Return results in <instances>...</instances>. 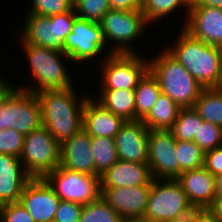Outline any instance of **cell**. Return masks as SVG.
<instances>
[{
  "label": "cell",
  "mask_w": 222,
  "mask_h": 222,
  "mask_svg": "<svg viewBox=\"0 0 222 222\" xmlns=\"http://www.w3.org/2000/svg\"><path fill=\"white\" fill-rule=\"evenodd\" d=\"M151 185L101 188V197L125 221L144 217Z\"/></svg>",
  "instance_id": "15"
},
{
  "label": "cell",
  "mask_w": 222,
  "mask_h": 222,
  "mask_svg": "<svg viewBox=\"0 0 222 222\" xmlns=\"http://www.w3.org/2000/svg\"><path fill=\"white\" fill-rule=\"evenodd\" d=\"M193 108L205 122L222 127V87L203 88Z\"/></svg>",
  "instance_id": "26"
},
{
  "label": "cell",
  "mask_w": 222,
  "mask_h": 222,
  "mask_svg": "<svg viewBox=\"0 0 222 222\" xmlns=\"http://www.w3.org/2000/svg\"><path fill=\"white\" fill-rule=\"evenodd\" d=\"M191 0H143L141 11L147 22H158L160 19L173 13L177 8L185 7L186 14L190 8Z\"/></svg>",
  "instance_id": "29"
},
{
  "label": "cell",
  "mask_w": 222,
  "mask_h": 222,
  "mask_svg": "<svg viewBox=\"0 0 222 222\" xmlns=\"http://www.w3.org/2000/svg\"><path fill=\"white\" fill-rule=\"evenodd\" d=\"M135 92V121L142 120L161 95L157 78L148 70L138 81Z\"/></svg>",
  "instance_id": "25"
},
{
  "label": "cell",
  "mask_w": 222,
  "mask_h": 222,
  "mask_svg": "<svg viewBox=\"0 0 222 222\" xmlns=\"http://www.w3.org/2000/svg\"><path fill=\"white\" fill-rule=\"evenodd\" d=\"M143 0H109V6L113 10L134 11L141 10Z\"/></svg>",
  "instance_id": "39"
},
{
  "label": "cell",
  "mask_w": 222,
  "mask_h": 222,
  "mask_svg": "<svg viewBox=\"0 0 222 222\" xmlns=\"http://www.w3.org/2000/svg\"><path fill=\"white\" fill-rule=\"evenodd\" d=\"M60 200L86 205L101 197L100 176L58 166L43 178Z\"/></svg>",
  "instance_id": "11"
},
{
  "label": "cell",
  "mask_w": 222,
  "mask_h": 222,
  "mask_svg": "<svg viewBox=\"0 0 222 222\" xmlns=\"http://www.w3.org/2000/svg\"><path fill=\"white\" fill-rule=\"evenodd\" d=\"M149 129L142 120L126 121L115 136L118 158L148 164Z\"/></svg>",
  "instance_id": "17"
},
{
  "label": "cell",
  "mask_w": 222,
  "mask_h": 222,
  "mask_svg": "<svg viewBox=\"0 0 222 222\" xmlns=\"http://www.w3.org/2000/svg\"><path fill=\"white\" fill-rule=\"evenodd\" d=\"M20 44L27 57L30 66V74L34 84H24L17 88L39 93L45 90H62L74 87L70 72L66 65L73 64L71 59L63 52L51 48L25 43L20 39ZM65 57V58H64ZM64 59V60H63ZM69 60V62H68ZM67 63H65V62Z\"/></svg>",
  "instance_id": "3"
},
{
  "label": "cell",
  "mask_w": 222,
  "mask_h": 222,
  "mask_svg": "<svg viewBox=\"0 0 222 222\" xmlns=\"http://www.w3.org/2000/svg\"><path fill=\"white\" fill-rule=\"evenodd\" d=\"M190 7H216L222 9V0H191Z\"/></svg>",
  "instance_id": "43"
},
{
  "label": "cell",
  "mask_w": 222,
  "mask_h": 222,
  "mask_svg": "<svg viewBox=\"0 0 222 222\" xmlns=\"http://www.w3.org/2000/svg\"><path fill=\"white\" fill-rule=\"evenodd\" d=\"M5 80V81H4ZM5 78L2 79L0 76V107L4 101V99L8 96V94L16 87V85H12L7 82Z\"/></svg>",
  "instance_id": "42"
},
{
  "label": "cell",
  "mask_w": 222,
  "mask_h": 222,
  "mask_svg": "<svg viewBox=\"0 0 222 222\" xmlns=\"http://www.w3.org/2000/svg\"><path fill=\"white\" fill-rule=\"evenodd\" d=\"M181 109L169 96L161 93L142 121L149 130H169Z\"/></svg>",
  "instance_id": "24"
},
{
  "label": "cell",
  "mask_w": 222,
  "mask_h": 222,
  "mask_svg": "<svg viewBox=\"0 0 222 222\" xmlns=\"http://www.w3.org/2000/svg\"><path fill=\"white\" fill-rule=\"evenodd\" d=\"M182 28L195 39L222 48V9L190 7Z\"/></svg>",
  "instance_id": "16"
},
{
  "label": "cell",
  "mask_w": 222,
  "mask_h": 222,
  "mask_svg": "<svg viewBox=\"0 0 222 222\" xmlns=\"http://www.w3.org/2000/svg\"><path fill=\"white\" fill-rule=\"evenodd\" d=\"M21 39L28 44L51 48L64 53V44L78 18L71 11L49 17L26 13Z\"/></svg>",
  "instance_id": "5"
},
{
  "label": "cell",
  "mask_w": 222,
  "mask_h": 222,
  "mask_svg": "<svg viewBox=\"0 0 222 222\" xmlns=\"http://www.w3.org/2000/svg\"><path fill=\"white\" fill-rule=\"evenodd\" d=\"M140 53L112 54L100 61V90H134L138 81L149 70V59Z\"/></svg>",
  "instance_id": "10"
},
{
  "label": "cell",
  "mask_w": 222,
  "mask_h": 222,
  "mask_svg": "<svg viewBox=\"0 0 222 222\" xmlns=\"http://www.w3.org/2000/svg\"><path fill=\"white\" fill-rule=\"evenodd\" d=\"M100 25L106 45L113 43L110 45L113 54H131L137 53L131 46L132 42L141 37L149 23L141 10L110 9L103 16Z\"/></svg>",
  "instance_id": "6"
},
{
  "label": "cell",
  "mask_w": 222,
  "mask_h": 222,
  "mask_svg": "<svg viewBox=\"0 0 222 222\" xmlns=\"http://www.w3.org/2000/svg\"><path fill=\"white\" fill-rule=\"evenodd\" d=\"M75 86L35 93L40 106L42 126L62 145L82 129L83 110L88 94L78 96Z\"/></svg>",
  "instance_id": "1"
},
{
  "label": "cell",
  "mask_w": 222,
  "mask_h": 222,
  "mask_svg": "<svg viewBox=\"0 0 222 222\" xmlns=\"http://www.w3.org/2000/svg\"><path fill=\"white\" fill-rule=\"evenodd\" d=\"M0 222H35L20 202L0 206Z\"/></svg>",
  "instance_id": "36"
},
{
  "label": "cell",
  "mask_w": 222,
  "mask_h": 222,
  "mask_svg": "<svg viewBox=\"0 0 222 222\" xmlns=\"http://www.w3.org/2000/svg\"><path fill=\"white\" fill-rule=\"evenodd\" d=\"M191 222H218L208 208H194L191 212Z\"/></svg>",
  "instance_id": "40"
},
{
  "label": "cell",
  "mask_w": 222,
  "mask_h": 222,
  "mask_svg": "<svg viewBox=\"0 0 222 222\" xmlns=\"http://www.w3.org/2000/svg\"><path fill=\"white\" fill-rule=\"evenodd\" d=\"M176 141L170 130H149L148 166L153 179H176L179 176Z\"/></svg>",
  "instance_id": "13"
},
{
  "label": "cell",
  "mask_w": 222,
  "mask_h": 222,
  "mask_svg": "<svg viewBox=\"0 0 222 222\" xmlns=\"http://www.w3.org/2000/svg\"><path fill=\"white\" fill-rule=\"evenodd\" d=\"M60 144L41 126L24 136L20 160L31 178H44L60 165Z\"/></svg>",
  "instance_id": "8"
},
{
  "label": "cell",
  "mask_w": 222,
  "mask_h": 222,
  "mask_svg": "<svg viewBox=\"0 0 222 222\" xmlns=\"http://www.w3.org/2000/svg\"><path fill=\"white\" fill-rule=\"evenodd\" d=\"M152 180L148 164L120 159L100 176L101 188L151 185Z\"/></svg>",
  "instance_id": "22"
},
{
  "label": "cell",
  "mask_w": 222,
  "mask_h": 222,
  "mask_svg": "<svg viewBox=\"0 0 222 222\" xmlns=\"http://www.w3.org/2000/svg\"><path fill=\"white\" fill-rule=\"evenodd\" d=\"M106 42L100 23L77 18L64 44V53L76 65L93 61L96 57H104L113 53L106 50ZM105 49V50H103ZM104 54V55H101Z\"/></svg>",
  "instance_id": "12"
},
{
  "label": "cell",
  "mask_w": 222,
  "mask_h": 222,
  "mask_svg": "<svg viewBox=\"0 0 222 222\" xmlns=\"http://www.w3.org/2000/svg\"><path fill=\"white\" fill-rule=\"evenodd\" d=\"M93 97L90 95L85 100L82 128L91 137L115 138L126 121L108 111Z\"/></svg>",
  "instance_id": "21"
},
{
  "label": "cell",
  "mask_w": 222,
  "mask_h": 222,
  "mask_svg": "<svg viewBox=\"0 0 222 222\" xmlns=\"http://www.w3.org/2000/svg\"><path fill=\"white\" fill-rule=\"evenodd\" d=\"M83 205L61 200L58 206L55 222H79Z\"/></svg>",
  "instance_id": "37"
},
{
  "label": "cell",
  "mask_w": 222,
  "mask_h": 222,
  "mask_svg": "<svg viewBox=\"0 0 222 222\" xmlns=\"http://www.w3.org/2000/svg\"><path fill=\"white\" fill-rule=\"evenodd\" d=\"M208 209L218 222H222V197H215Z\"/></svg>",
  "instance_id": "41"
},
{
  "label": "cell",
  "mask_w": 222,
  "mask_h": 222,
  "mask_svg": "<svg viewBox=\"0 0 222 222\" xmlns=\"http://www.w3.org/2000/svg\"><path fill=\"white\" fill-rule=\"evenodd\" d=\"M193 142L204 152L222 146V127L204 121L203 124H199Z\"/></svg>",
  "instance_id": "33"
},
{
  "label": "cell",
  "mask_w": 222,
  "mask_h": 222,
  "mask_svg": "<svg viewBox=\"0 0 222 222\" xmlns=\"http://www.w3.org/2000/svg\"><path fill=\"white\" fill-rule=\"evenodd\" d=\"M180 33L177 42L164 49L203 88L222 87V48L195 39L183 28Z\"/></svg>",
  "instance_id": "2"
},
{
  "label": "cell",
  "mask_w": 222,
  "mask_h": 222,
  "mask_svg": "<svg viewBox=\"0 0 222 222\" xmlns=\"http://www.w3.org/2000/svg\"><path fill=\"white\" fill-rule=\"evenodd\" d=\"M73 8L78 18L97 23L111 9L109 0H77Z\"/></svg>",
  "instance_id": "32"
},
{
  "label": "cell",
  "mask_w": 222,
  "mask_h": 222,
  "mask_svg": "<svg viewBox=\"0 0 222 222\" xmlns=\"http://www.w3.org/2000/svg\"><path fill=\"white\" fill-rule=\"evenodd\" d=\"M126 222H162V221H157V220H149V219H146L144 217H141V218H135V219H131V220H128Z\"/></svg>",
  "instance_id": "46"
},
{
  "label": "cell",
  "mask_w": 222,
  "mask_h": 222,
  "mask_svg": "<svg viewBox=\"0 0 222 222\" xmlns=\"http://www.w3.org/2000/svg\"><path fill=\"white\" fill-rule=\"evenodd\" d=\"M176 180L193 208H208L216 197L215 176L204 167L182 172Z\"/></svg>",
  "instance_id": "19"
},
{
  "label": "cell",
  "mask_w": 222,
  "mask_h": 222,
  "mask_svg": "<svg viewBox=\"0 0 222 222\" xmlns=\"http://www.w3.org/2000/svg\"><path fill=\"white\" fill-rule=\"evenodd\" d=\"M31 179L19 157L0 154V206L19 202L22 190Z\"/></svg>",
  "instance_id": "20"
},
{
  "label": "cell",
  "mask_w": 222,
  "mask_h": 222,
  "mask_svg": "<svg viewBox=\"0 0 222 222\" xmlns=\"http://www.w3.org/2000/svg\"><path fill=\"white\" fill-rule=\"evenodd\" d=\"M149 59V70L157 78L161 93L181 108H193L203 87L165 49Z\"/></svg>",
  "instance_id": "4"
},
{
  "label": "cell",
  "mask_w": 222,
  "mask_h": 222,
  "mask_svg": "<svg viewBox=\"0 0 222 222\" xmlns=\"http://www.w3.org/2000/svg\"><path fill=\"white\" fill-rule=\"evenodd\" d=\"M204 168L213 176L222 174V146L205 152Z\"/></svg>",
  "instance_id": "38"
},
{
  "label": "cell",
  "mask_w": 222,
  "mask_h": 222,
  "mask_svg": "<svg viewBox=\"0 0 222 222\" xmlns=\"http://www.w3.org/2000/svg\"><path fill=\"white\" fill-rule=\"evenodd\" d=\"M41 126V106L36 94L16 86L0 107V130L15 129L25 136Z\"/></svg>",
  "instance_id": "9"
},
{
  "label": "cell",
  "mask_w": 222,
  "mask_h": 222,
  "mask_svg": "<svg viewBox=\"0 0 222 222\" xmlns=\"http://www.w3.org/2000/svg\"><path fill=\"white\" fill-rule=\"evenodd\" d=\"M176 179H153L144 218L162 222L186 216L193 210Z\"/></svg>",
  "instance_id": "7"
},
{
  "label": "cell",
  "mask_w": 222,
  "mask_h": 222,
  "mask_svg": "<svg viewBox=\"0 0 222 222\" xmlns=\"http://www.w3.org/2000/svg\"><path fill=\"white\" fill-rule=\"evenodd\" d=\"M60 201L43 178H32L25 185L19 199L35 222L54 221Z\"/></svg>",
  "instance_id": "14"
},
{
  "label": "cell",
  "mask_w": 222,
  "mask_h": 222,
  "mask_svg": "<svg viewBox=\"0 0 222 222\" xmlns=\"http://www.w3.org/2000/svg\"><path fill=\"white\" fill-rule=\"evenodd\" d=\"M179 175L182 172L204 167L205 152L193 141H176Z\"/></svg>",
  "instance_id": "30"
},
{
  "label": "cell",
  "mask_w": 222,
  "mask_h": 222,
  "mask_svg": "<svg viewBox=\"0 0 222 222\" xmlns=\"http://www.w3.org/2000/svg\"><path fill=\"white\" fill-rule=\"evenodd\" d=\"M95 99L108 111L121 117L124 121H135V92L134 90L114 89L99 90Z\"/></svg>",
  "instance_id": "23"
},
{
  "label": "cell",
  "mask_w": 222,
  "mask_h": 222,
  "mask_svg": "<svg viewBox=\"0 0 222 222\" xmlns=\"http://www.w3.org/2000/svg\"><path fill=\"white\" fill-rule=\"evenodd\" d=\"M24 145V135L15 129L0 130V154L20 158Z\"/></svg>",
  "instance_id": "35"
},
{
  "label": "cell",
  "mask_w": 222,
  "mask_h": 222,
  "mask_svg": "<svg viewBox=\"0 0 222 222\" xmlns=\"http://www.w3.org/2000/svg\"><path fill=\"white\" fill-rule=\"evenodd\" d=\"M73 4L71 0H31L27 13L49 17L71 11Z\"/></svg>",
  "instance_id": "34"
},
{
  "label": "cell",
  "mask_w": 222,
  "mask_h": 222,
  "mask_svg": "<svg viewBox=\"0 0 222 222\" xmlns=\"http://www.w3.org/2000/svg\"><path fill=\"white\" fill-rule=\"evenodd\" d=\"M216 197H222V174L215 176Z\"/></svg>",
  "instance_id": "44"
},
{
  "label": "cell",
  "mask_w": 222,
  "mask_h": 222,
  "mask_svg": "<svg viewBox=\"0 0 222 222\" xmlns=\"http://www.w3.org/2000/svg\"><path fill=\"white\" fill-rule=\"evenodd\" d=\"M168 222H191V213Z\"/></svg>",
  "instance_id": "45"
},
{
  "label": "cell",
  "mask_w": 222,
  "mask_h": 222,
  "mask_svg": "<svg viewBox=\"0 0 222 222\" xmlns=\"http://www.w3.org/2000/svg\"><path fill=\"white\" fill-rule=\"evenodd\" d=\"M91 148L95 161V173L98 176L119 160L114 138L92 137Z\"/></svg>",
  "instance_id": "27"
},
{
  "label": "cell",
  "mask_w": 222,
  "mask_h": 222,
  "mask_svg": "<svg viewBox=\"0 0 222 222\" xmlns=\"http://www.w3.org/2000/svg\"><path fill=\"white\" fill-rule=\"evenodd\" d=\"M79 222H126L100 197L83 206Z\"/></svg>",
  "instance_id": "31"
},
{
  "label": "cell",
  "mask_w": 222,
  "mask_h": 222,
  "mask_svg": "<svg viewBox=\"0 0 222 222\" xmlns=\"http://www.w3.org/2000/svg\"><path fill=\"white\" fill-rule=\"evenodd\" d=\"M91 141L92 137L82 128L60 145V166L70 171L98 176L95 173Z\"/></svg>",
  "instance_id": "18"
},
{
  "label": "cell",
  "mask_w": 222,
  "mask_h": 222,
  "mask_svg": "<svg viewBox=\"0 0 222 222\" xmlns=\"http://www.w3.org/2000/svg\"><path fill=\"white\" fill-rule=\"evenodd\" d=\"M203 122L204 120L194 108H182L169 130L177 141H194L199 124H203Z\"/></svg>",
  "instance_id": "28"
}]
</instances>
